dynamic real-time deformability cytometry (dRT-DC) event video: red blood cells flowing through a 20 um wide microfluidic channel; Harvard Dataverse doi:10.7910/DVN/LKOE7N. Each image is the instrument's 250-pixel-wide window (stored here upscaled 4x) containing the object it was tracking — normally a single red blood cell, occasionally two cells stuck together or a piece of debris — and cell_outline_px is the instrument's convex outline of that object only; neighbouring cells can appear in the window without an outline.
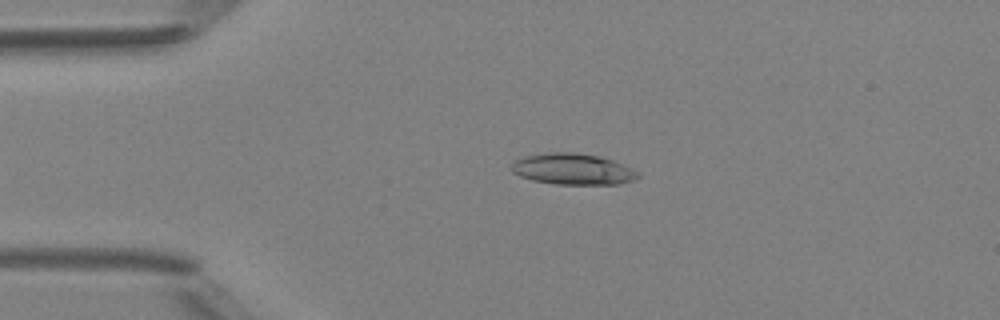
{"species": "Egyptian fruit bat (a non-hibernating species)", "species_latin": "Rousettus aegyptiacus", "temperature_condition": "room temperature", "stored_images_in_passage": 36, "camera_frame_rate_fps": 3000, "um_per_image_px": 0.085, "animal": {"sex": "female"}, "frame": {"image": 1, "passage_image": 4, "time_ms": 1.0, "image_size_px": [1000, 320], "cell_outline_px": [[640, 176], [632, 180], [616, 184], [556, 184], [532, 180], [520, 176], [512, 172], [512, 164], [516, 160], [524, 156], [548, 152], [572, 152], [600, 156], [612, 160], [632, 168], [640, 172]], "centroid_in_image_um": [48.69, 14.37], "position_along_channel_um": 36.3, "area_um2": 22.89}}
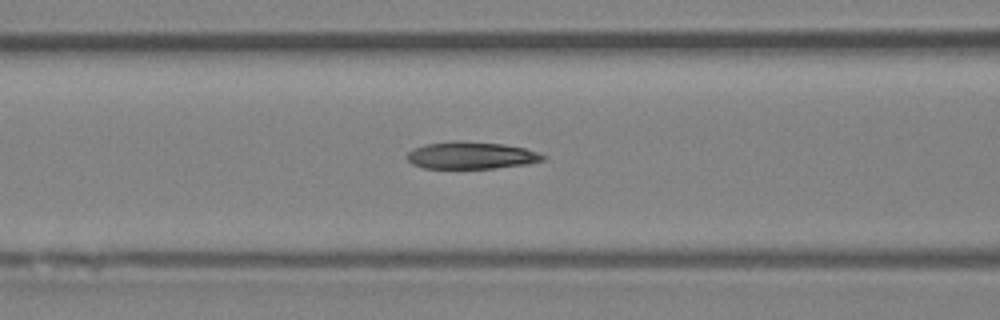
{"frame": {"image": 2, "passage_image": 13, "time_ms": 4.0, "image_size_px": [1000, 320], "cell_outline_px": [[548, 156], [544, 160], [528, 164], [496, 168], [424, 168], [412, 164], [404, 156], [412, 148], [424, 144], [452, 140], [460, 140], [504, 144], [524, 148]], "centroid_in_image_um": [40.02, 13.2], "position_along_channel_um": 126.6, "area_um2": 21.85}}
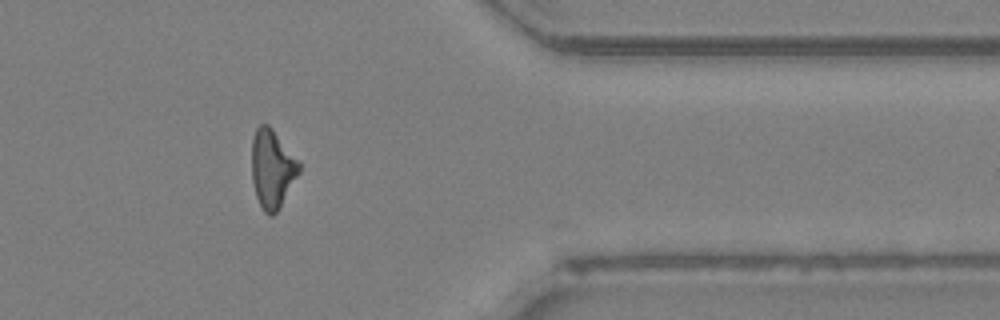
{"frame": {"image": 3, "passage_image": 33, "time_ms": 10.667, "image_size_px": [1000, 320], "cell_outline_px": [[300, 172], [276, 212], [272, 216], [268, 216], [264, 212], [256, 196], [252, 180], [252, 136], [256, 128], [260, 124], [268, 124], [272, 128], [300, 160]], "centroid_in_image_um": [23.14, 14.31], "position_along_channel_um": 388.3, "area_um2": 21.73}, "authors_computed_cell_mechanics": {"area_um2": 21.9929, "velocity_mm_per_s": 4.2059, "shape_relaxation_time_tau1_ms": 8.3015, "shape_relaxation_time_tau2_ms": 6.9285, "deformation_change_tau1": 0.1868, "deformation_change_tau2": 0.1802}}